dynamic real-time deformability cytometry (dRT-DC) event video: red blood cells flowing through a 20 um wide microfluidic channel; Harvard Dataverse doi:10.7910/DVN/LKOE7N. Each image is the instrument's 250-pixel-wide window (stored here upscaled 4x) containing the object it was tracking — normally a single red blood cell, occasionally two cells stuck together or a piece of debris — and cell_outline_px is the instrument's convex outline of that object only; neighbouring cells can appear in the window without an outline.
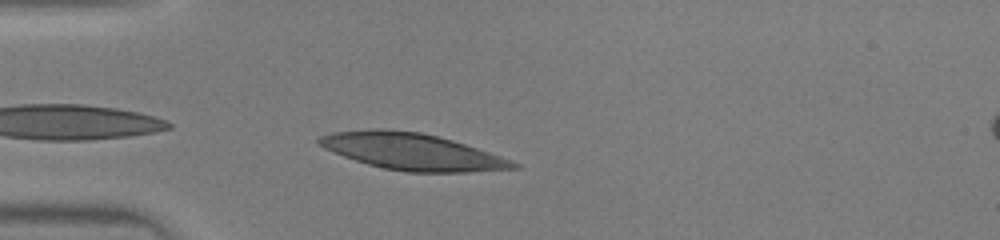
{"species": "human", "species_latin": "Homo sapiens", "temperature_condition": "warm", "stored_images_in_passage": 32, "camera_frame_rate_fps": 3000, "um_per_image_px": 0.085, "donor": {"sex": "male"}, "frame": {"image": 1, "passage_image": 1, "time_ms": 0.0, "image_size_px": [1000, 240], "cell_outline_px": [[520, 168], [468, 172], [408, 172], [384, 168], [368, 164], [344, 156], [324, 148], [316, 140], [320, 136], [332, 132], [372, 128], [384, 128], [420, 132], [452, 140], [512, 160], [520, 164]], "centroid_in_image_um": [35.01, 12.88], "position_along_channel_um": 50.0, "area_um2": 41.21}}
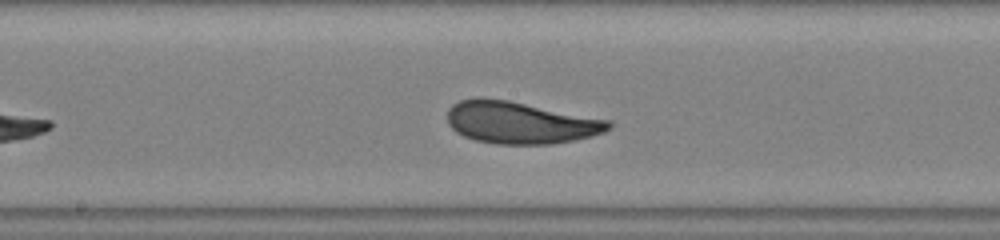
{"frame": {"image": 2, "passage_image": 12, "time_ms": 3.667, "image_size_px": [1000, 240], "cell_outline_px": [[612, 128], [604, 132], [592, 136], [576, 140], [552, 144], [496, 144], [476, 140], [464, 136], [456, 132], [448, 124], [448, 108], [452, 104], [460, 100], [508, 100], [612, 120]], "centroid_in_image_um": [44.3, 10.45], "position_along_channel_um": 203.9, "area_um2": 39.3}}
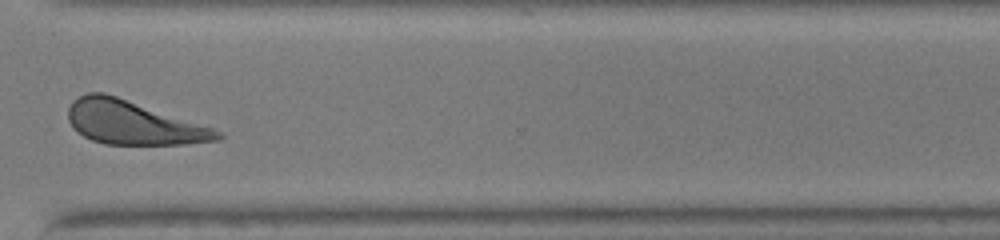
{"frame": {"image": 3, "passage_image": 22, "time_ms": 7.0, "image_size_px": [1000, 240], "cell_outline_px": [[224, 136], [220, 140], [184, 144], [104, 144], [92, 140], [84, 136], [72, 128], [68, 120], [68, 108], [72, 100], [88, 92], [104, 92], [212, 128], [220, 132]], "centroid_in_image_um": [11.25, 10.43], "position_along_channel_um": 359.3, "area_um2": 37.51}}